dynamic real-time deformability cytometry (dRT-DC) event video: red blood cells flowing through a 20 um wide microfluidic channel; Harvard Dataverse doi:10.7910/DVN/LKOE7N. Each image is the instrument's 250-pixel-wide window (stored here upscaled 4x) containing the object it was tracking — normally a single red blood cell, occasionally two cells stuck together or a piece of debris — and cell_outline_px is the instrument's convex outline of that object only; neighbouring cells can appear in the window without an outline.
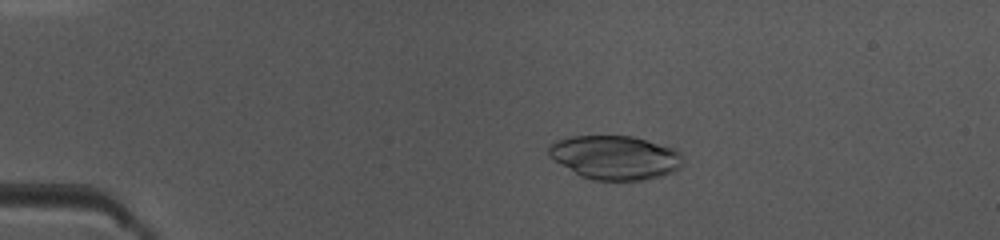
{"species": "common noctule bat (a hibernating species)", "species_latin": "Nyctalus noctula", "temperature_condition": "warm", "stored_images_in_passage": 48, "camera_frame_rate_fps": 3000, "um_per_image_px": 0.085, "animal": {"sex": "female", "body_mass_g": 10.0, "forearm_length_mm": 53.1}, "frame": {"image": 1, "passage_image": 10, "time_ms": 3.0, "image_size_px": [1000, 240], "cell_outline_px": [[684, 164], [680, 168], [672, 172], [660, 176], [640, 180], [592, 180], [580, 176], [548, 156], [548, 148], [556, 140], [568, 136], [632, 136], [676, 148], [680, 152], [684, 160]], "centroid_in_image_um": [52.3, 13.38], "position_along_channel_um": 32.7, "area_um2": 34.51}}
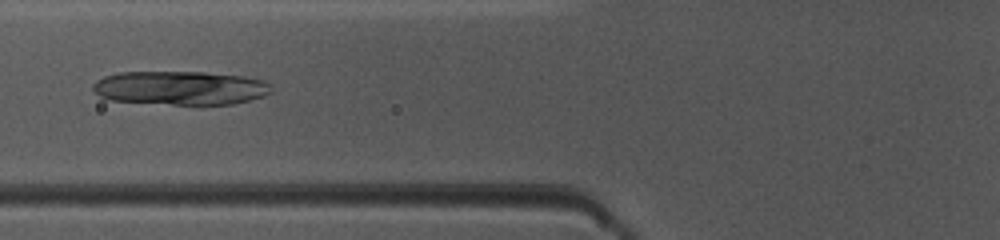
{"frame": {"image": 2, "passage_image": 19, "time_ms": 6.0, "image_size_px": [1000, 240], "cell_outline_px": [[272, 92], [264, 96], [232, 104], [172, 104], [112, 100], [100, 96], [92, 88], [92, 84], [96, 80], [104, 76], [120, 72], [204, 72], [244, 76], [264, 80], [272, 88]], "centroid_in_image_um": [15.34, 7.46], "position_along_channel_um": 110.5, "area_um2": 35.03}}